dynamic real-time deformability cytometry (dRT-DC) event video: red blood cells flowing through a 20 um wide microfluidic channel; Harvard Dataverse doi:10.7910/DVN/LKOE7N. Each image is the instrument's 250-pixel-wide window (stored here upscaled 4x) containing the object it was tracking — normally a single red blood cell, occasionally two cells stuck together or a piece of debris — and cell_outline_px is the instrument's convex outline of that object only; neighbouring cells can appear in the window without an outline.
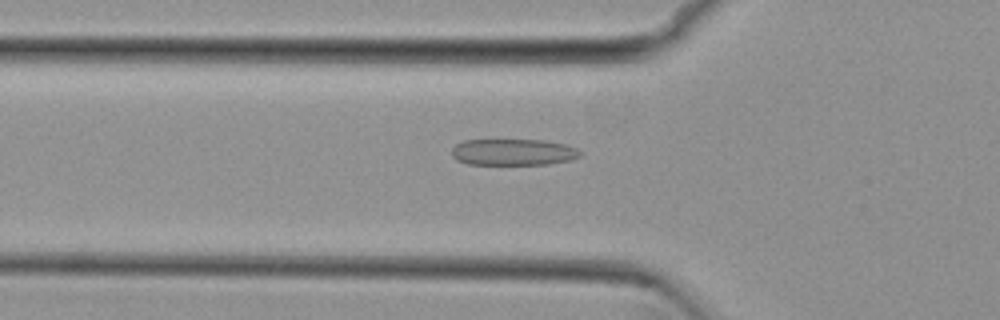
{"species": "common noctule bat (a hibernating species)", "species_latin": "Nyctalus noctula", "temperature_condition": "cold", "stored_images_in_passage": 50, "camera_frame_rate_fps": 3000, "um_per_image_px": 0.085, "animal": {"sex": "female", "body_mass_g": 29.2, "forearm_length_mm": 56.3}, "frame": {"image": 1, "passage_image": 15, "time_ms": 4.667, "image_size_px": [1000, 320], "cell_outline_px": [[580, 156], [572, 160], [548, 164], [468, 164], [456, 160], [452, 156], [452, 148], [456, 144], [464, 140], [544, 140], [564, 144], [576, 148], [580, 152]], "centroid_in_image_um": [43.61, 12.93], "position_along_channel_um": 82.2, "area_um2": 19.77}}
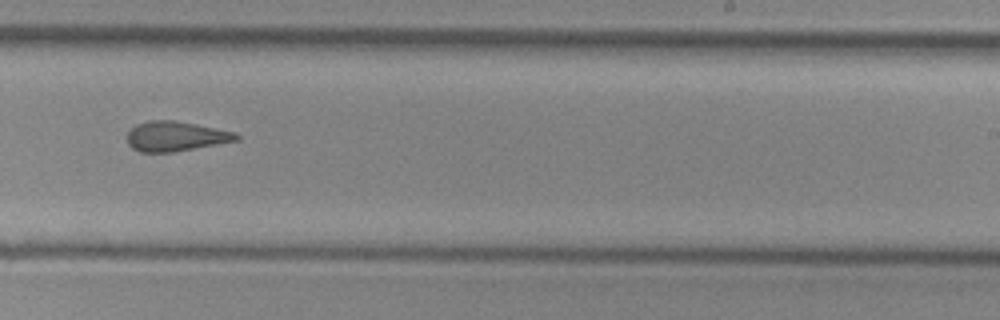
{"frame": {"image": 2, "passage_image": 30, "time_ms": 9.667, "image_size_px": [1000, 320], "cell_outline_px": [[240, 140], [172, 152], [140, 152], [132, 148], [128, 144], [128, 132], [136, 124], [148, 120], [176, 120], [236, 132], [240, 136]], "centroid_in_image_um": [14.94, 11.58], "position_along_channel_um": 274.1, "area_um2": 19.02}}
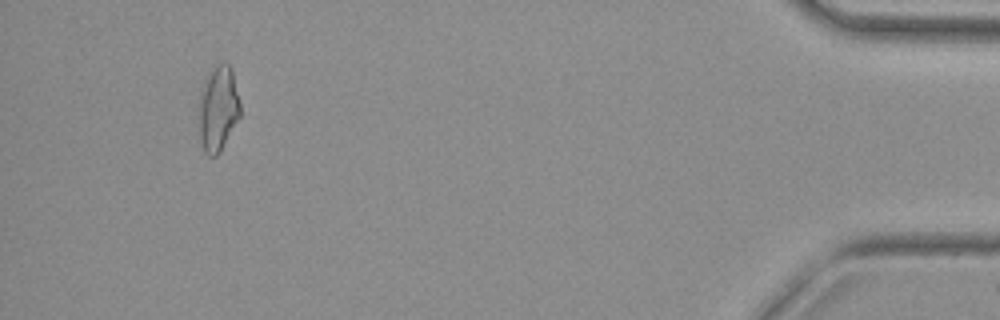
{"frame": {"image": 3, "passage_image": 47, "time_ms": 15.333, "image_size_px": [1000, 320], "cell_outline_px": [[240, 116], [220, 152], [216, 156], [208, 156], [204, 152], [200, 140], [200, 92], [204, 80], [216, 64], [228, 64], [232, 68], [240, 100]], "centroid_in_image_um": [18.56, 9.23], "position_along_channel_um": 416.6, "area_um2": 20.46}, "authors_computed_cell_mechanics": {"area_um2": 19.7965, "velocity_mm_per_s": 3.8244, "shape_relaxation_time_tau1_ms": null, "shape_relaxation_time_tau2_ms": 2.2567, "deformation_change_tau1": null, "deformation_change_tau2": 0.1206}}